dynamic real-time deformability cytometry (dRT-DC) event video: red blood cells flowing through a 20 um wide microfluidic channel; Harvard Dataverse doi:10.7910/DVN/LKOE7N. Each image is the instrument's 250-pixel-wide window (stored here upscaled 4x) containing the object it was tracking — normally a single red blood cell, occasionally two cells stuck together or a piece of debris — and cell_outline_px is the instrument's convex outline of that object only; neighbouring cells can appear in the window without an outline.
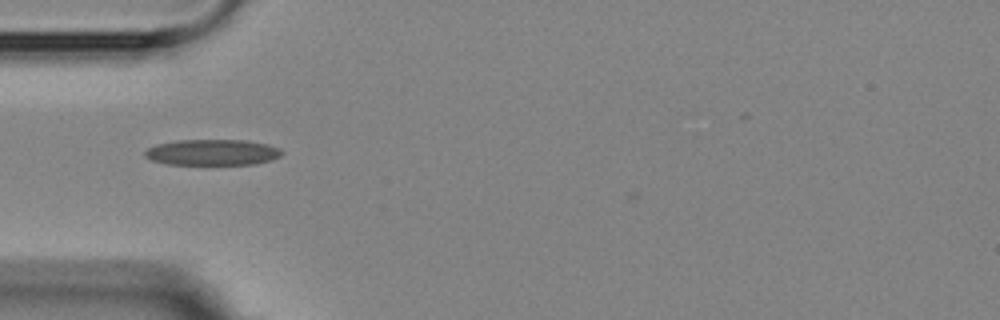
{"species": "Egyptian fruit bat (a non-hibernating species)", "species_latin": "Rousettus aegyptiacus", "temperature_condition": "room temperature", "stored_images_in_passage": 8, "camera_frame_rate_fps": 3000, "um_per_image_px": 0.085, "animal": {"sex": "female"}, "frame": {"image": 1, "passage_image": 4, "time_ms": 4.333, "image_size_px": [1000, 320], "cell_outline_px": [[284, 152], [280, 156], [272, 160], [256, 164], [168, 164], [152, 160], [144, 156], [144, 152], [148, 148], [156, 144], [176, 140], [248, 140], [268, 144], [280, 148]], "centroid_in_image_um": [18.08, 12.94], "position_along_channel_um": 66.9, "area_um2": 20.81}}
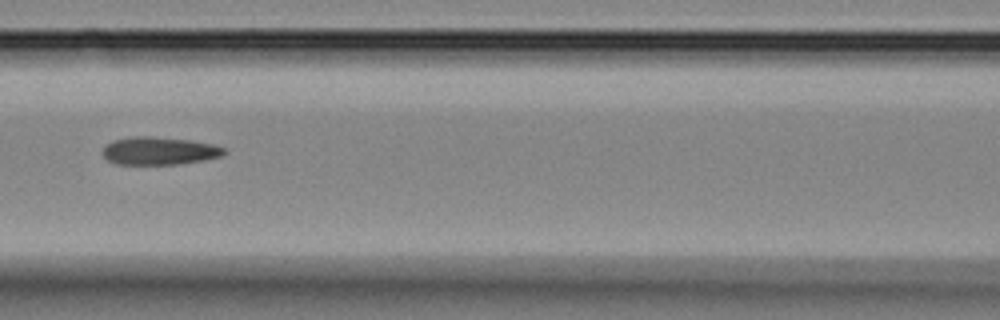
{"frame": {"image": 2, "passage_image": 6, "time_ms": 6.667, "image_size_px": [1000, 320], "cell_outline_px": [[228, 152], [224, 156], [176, 164], [116, 164], [108, 160], [100, 152], [104, 144], [112, 140], [132, 136], [152, 136], [192, 140], [216, 144], [224, 148]], "centroid_in_image_um": [13.52, 12.8], "position_along_channel_um": 153.1, "area_um2": 20.06}}
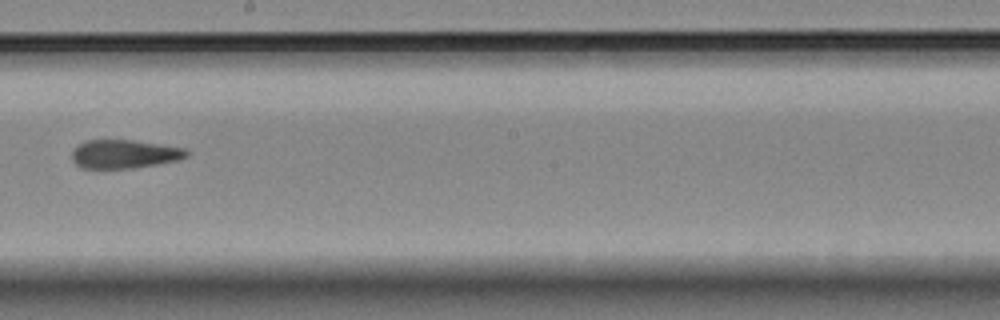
{"frame": {"image": 3, "passage_image": 8, "time_ms": 9.0, "image_size_px": [1000, 320], "cell_outline_px": [[188, 156], [180, 160], [132, 168], [80, 168], [72, 160], [72, 148], [88, 140], [132, 140], [160, 144], [184, 148], [188, 152]], "centroid_in_image_um": [10.56, 13.09], "position_along_channel_um": 237.6, "area_um2": 19.07}}